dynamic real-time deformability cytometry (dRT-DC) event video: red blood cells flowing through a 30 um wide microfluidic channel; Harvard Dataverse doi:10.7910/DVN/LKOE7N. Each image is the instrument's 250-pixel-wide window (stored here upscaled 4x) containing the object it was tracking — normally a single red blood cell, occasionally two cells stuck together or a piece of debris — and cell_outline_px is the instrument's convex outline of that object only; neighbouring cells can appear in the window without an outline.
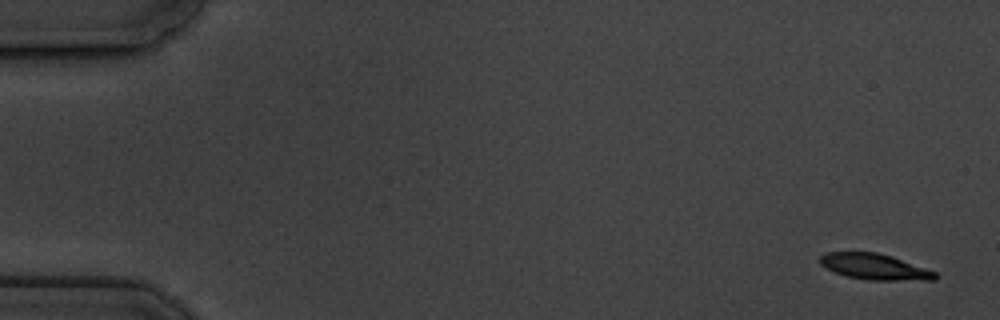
{"species": "common noctule bat (a hibernating species)", "species_latin": "Nyctalus noctula", "temperature_condition": "cold", "stored_images_in_passage": 10, "camera_frame_rate_fps": 3000, "um_per_image_px": 0.085, "animal": {"sex": "male", "body_mass_g": 19.5, "forearm_length_mm": 54.6}, "frame": {"image": 1, "passage_image": 1, "time_ms": 0.0, "image_size_px": [1000, 320], "cell_outline_px": [[940, 276], [936, 280], [868, 280], [848, 276], [836, 272], [820, 264], [820, 256], [824, 252], [876, 252], [892, 256], [936, 272]], "centroid_in_image_um": [74.38, 22.67], "position_along_channel_um": 10.6, "area_um2": 17.28}}
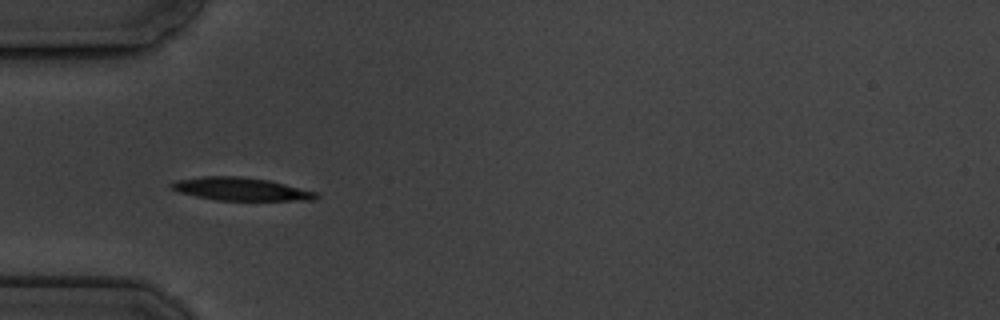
{"frame": {"image": 2, "passage_image": 5, "time_ms": 5.333, "image_size_px": [1000, 320], "cell_outline_px": [[320, 196], [316, 200], [216, 200], [196, 196], [180, 192], [172, 188], [168, 184], [176, 180], [204, 176], [236, 176], [268, 180], [316, 192]], "centroid_in_image_um": [20.46, 16.07], "position_along_channel_um": 64.5, "area_um2": 19.13}}
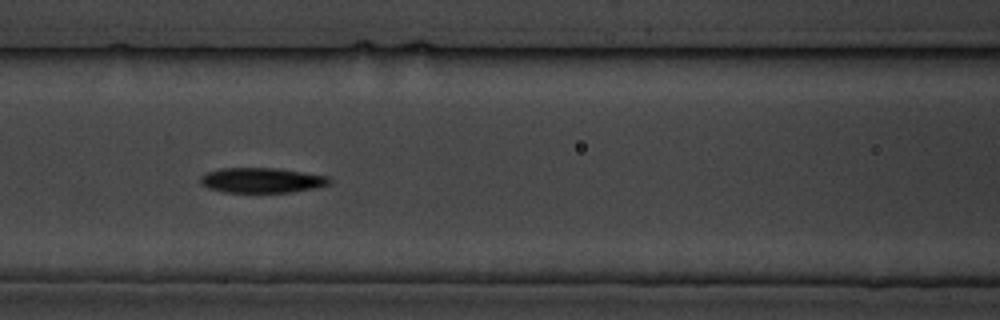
{"frame": {"image": 3, "passage_image": 7, "time_ms": 7.667, "image_size_px": [1000, 320], "cell_outline_px": [[332, 184], [316, 188], [292, 192], [224, 192], [208, 188], [200, 184], [200, 176], [208, 172], [220, 168], [276, 168], [328, 176], [332, 180]], "centroid_in_image_um": [22.27, 15.32], "position_along_channel_um": 144.3, "area_um2": 18.96}}